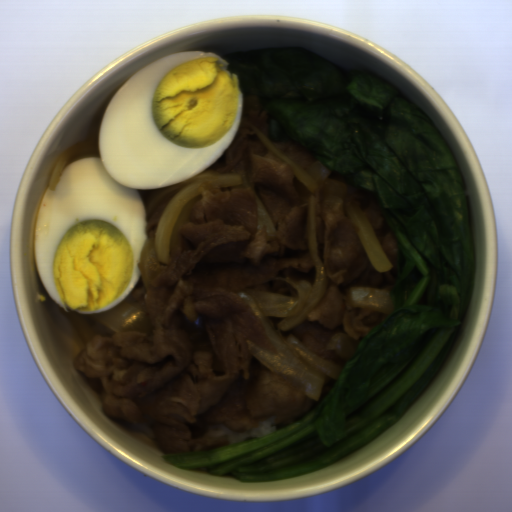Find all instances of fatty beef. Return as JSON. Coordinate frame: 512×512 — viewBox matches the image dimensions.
<instances>
[{"mask_svg":"<svg viewBox=\"0 0 512 512\" xmlns=\"http://www.w3.org/2000/svg\"><path fill=\"white\" fill-rule=\"evenodd\" d=\"M247 163L249 180L275 225L257 231L250 187L202 183L170 236V264L156 257L159 219L147 230L136 262L141 277L127 295L151 315L152 333L114 332L95 315H77L84 343L71 365L101 383L108 419L140 424L166 452L231 445L225 429L250 432L269 418L278 429L302 419L319 400L294 376L271 371L250 339L276 353L263 325L236 292L294 294L276 278L311 283L315 265L306 230L309 193L287 161L267 151L241 121L225 152L204 170L232 173ZM203 170V171H204Z\"/></svg>","mask_w":512,"mask_h":512,"instance_id":"8fa450e3","label":"fatty beef"},{"mask_svg":"<svg viewBox=\"0 0 512 512\" xmlns=\"http://www.w3.org/2000/svg\"><path fill=\"white\" fill-rule=\"evenodd\" d=\"M355 190L358 202L365 210L393 269L380 273L373 268L358 234L359 226L345 217L337 227L326 255L329 270L334 274L344 271V280L332 283L327 279L319 304L309 312L305 321L289 330L279 331L282 338L294 334L302 346L337 364L342 370L347 362L338 351L326 347L334 333L345 331L360 344L370 330L388 316L367 308L347 309L348 287L375 286L391 291L399 274L398 243L377 198L356 187Z\"/></svg>","mask_w":512,"mask_h":512,"instance_id":"1bbc456c","label":"fatty beef"},{"mask_svg":"<svg viewBox=\"0 0 512 512\" xmlns=\"http://www.w3.org/2000/svg\"><path fill=\"white\" fill-rule=\"evenodd\" d=\"M240 90L244 104L242 118H247L269 135V116L264 111L261 101L251 92L241 88Z\"/></svg>","mask_w":512,"mask_h":512,"instance_id":"5ad873be","label":"fatty beef"},{"mask_svg":"<svg viewBox=\"0 0 512 512\" xmlns=\"http://www.w3.org/2000/svg\"><path fill=\"white\" fill-rule=\"evenodd\" d=\"M277 143L285 154L297 162L304 170L318 160L300 143L292 138H285Z\"/></svg>","mask_w":512,"mask_h":512,"instance_id":"51303b74","label":"fatty beef"},{"mask_svg":"<svg viewBox=\"0 0 512 512\" xmlns=\"http://www.w3.org/2000/svg\"><path fill=\"white\" fill-rule=\"evenodd\" d=\"M326 192H318L316 206H315V241H316V251L319 257L320 262L323 260L322 258V249L324 244V234L327 226V222L324 218L323 214V201L325 198Z\"/></svg>","mask_w":512,"mask_h":512,"instance_id":"2513f850","label":"fatty beef"},{"mask_svg":"<svg viewBox=\"0 0 512 512\" xmlns=\"http://www.w3.org/2000/svg\"><path fill=\"white\" fill-rule=\"evenodd\" d=\"M163 188V187H162ZM162 188H158V189H146L144 191V193L142 194V200L145 203H147L148 201H150L151 199H153L157 194L158 192L162 189Z\"/></svg>","mask_w":512,"mask_h":512,"instance_id":"7934fd38","label":"fatty beef"},{"mask_svg":"<svg viewBox=\"0 0 512 512\" xmlns=\"http://www.w3.org/2000/svg\"><path fill=\"white\" fill-rule=\"evenodd\" d=\"M328 179H340V178L333 173Z\"/></svg>","mask_w":512,"mask_h":512,"instance_id":"6575b59f","label":"fatty beef"}]
</instances>
